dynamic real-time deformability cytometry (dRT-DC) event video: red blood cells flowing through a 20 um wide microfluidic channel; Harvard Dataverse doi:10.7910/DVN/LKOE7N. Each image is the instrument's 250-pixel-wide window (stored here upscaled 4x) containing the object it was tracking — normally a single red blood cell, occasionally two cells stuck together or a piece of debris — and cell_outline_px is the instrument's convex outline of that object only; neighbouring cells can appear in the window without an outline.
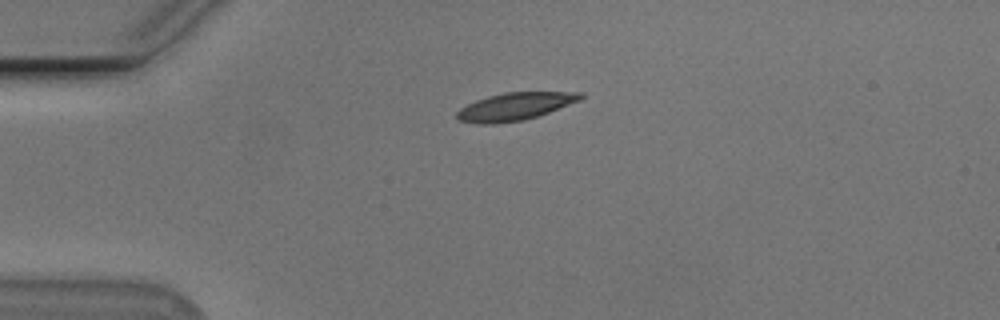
{"species": "Egyptian fruit bat (a non-hibernating species)", "species_latin": "Rousettus aegyptiacus", "temperature_condition": "cold", "stored_images_in_passage": 34, "camera_frame_rate_fps": 3000, "um_per_image_px": 0.085, "animal": {"sex": "male"}, "frame": {"image": 1, "passage_image": 1, "time_ms": 0.0, "image_size_px": [1000, 320], "cell_outline_px": [[584, 96], [580, 100], [548, 112], [524, 120], [492, 124], [480, 124], [460, 120], [456, 116], [456, 112], [460, 108], [476, 100], [488, 96], [504, 92], [584, 92]], "centroid_in_image_um": [43.76, 9.04], "position_along_channel_um": 41.2, "area_um2": 19.71}}
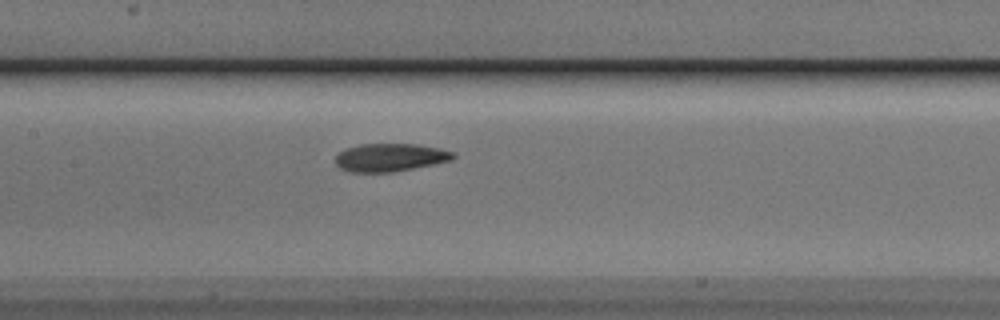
{"frame": {"image": 2, "passage_image": 14, "time_ms": 4.333, "image_size_px": [1000, 320], "cell_outline_px": [[456, 156], [452, 160], [392, 172], [352, 172], [340, 168], [336, 164], [336, 156], [344, 148], [360, 144], [416, 144], [440, 148], [452, 152]], "centroid_in_image_um": [33.14, 13.37], "position_along_channel_um": 174.3, "area_um2": 19.07}}
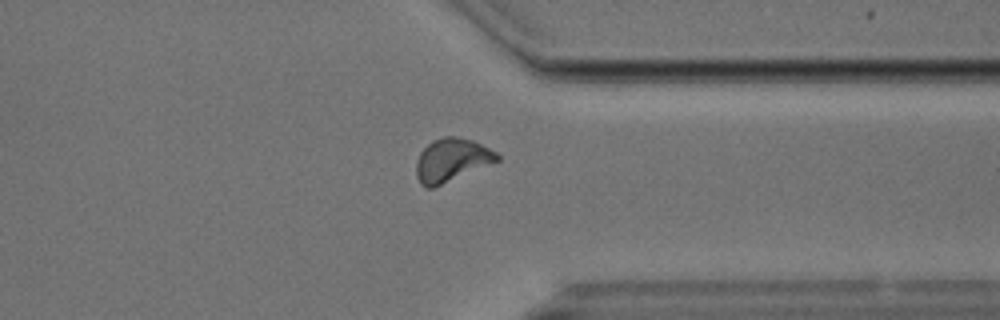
{"frame": {"image": 3, "passage_image": 30, "time_ms": 9.667, "image_size_px": [1000, 320], "cell_outline_px": [[500, 160], [432, 188], [428, 188], [420, 184], [416, 176], [416, 160], [420, 152], [432, 140], [444, 136], [456, 136], [472, 140], [496, 152], [500, 156]], "centroid_in_image_um": [38.36, 13.6], "position_along_channel_um": 373.0, "area_um2": 20.23}, "authors_computed_cell_mechanics": {"area_um2": 19.3341, "velocity_mm_per_s": 3.7622, "shape_relaxation_time_tau1_ms": 9.3731, "shape_relaxation_time_tau2_ms": 3.2975, "deformation_change_tau1": 0.1872, "deformation_change_tau2": 0.094}}